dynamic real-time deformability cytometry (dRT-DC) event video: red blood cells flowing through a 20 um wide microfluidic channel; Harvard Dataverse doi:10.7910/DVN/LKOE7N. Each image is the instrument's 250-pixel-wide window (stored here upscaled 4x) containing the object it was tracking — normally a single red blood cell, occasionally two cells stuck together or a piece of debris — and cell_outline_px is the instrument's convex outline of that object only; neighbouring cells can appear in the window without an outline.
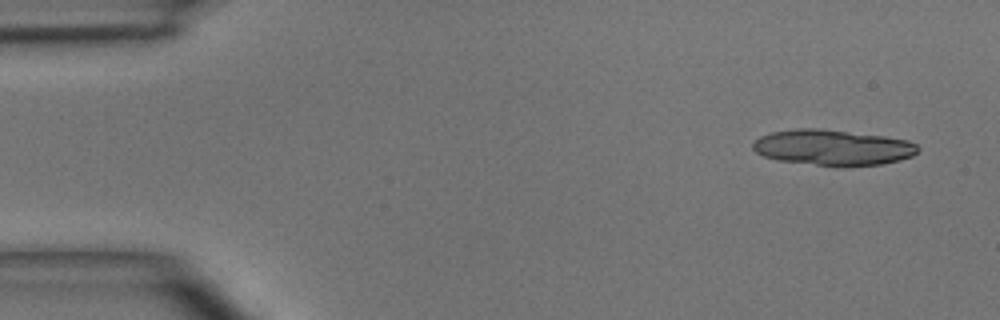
{"species": "common noctule bat (a hibernating species)", "species_latin": "Nyctalus noctula", "temperature_condition": "room temperature", "stored_images_in_passage": 5, "camera_frame_rate_fps": 3000, "um_per_image_px": 0.085, "animal": {"sex": "male", "body_mass_g": 15.6}, "frame": {"image": 1, "passage_image": 1, "time_ms": 0.0, "image_size_px": [1000, 320], "cell_outline_px": [[920, 148], [912, 156], [900, 160], [880, 164], [816, 164], [776, 160], [764, 156], [756, 152], [752, 148], [752, 144], [760, 136], [772, 132], [796, 128], [820, 128], [884, 136], [908, 140], [916, 144]], "centroid_in_image_um": [70.76, 12.5], "position_along_channel_um": 14.2, "area_um2": 33.64}}